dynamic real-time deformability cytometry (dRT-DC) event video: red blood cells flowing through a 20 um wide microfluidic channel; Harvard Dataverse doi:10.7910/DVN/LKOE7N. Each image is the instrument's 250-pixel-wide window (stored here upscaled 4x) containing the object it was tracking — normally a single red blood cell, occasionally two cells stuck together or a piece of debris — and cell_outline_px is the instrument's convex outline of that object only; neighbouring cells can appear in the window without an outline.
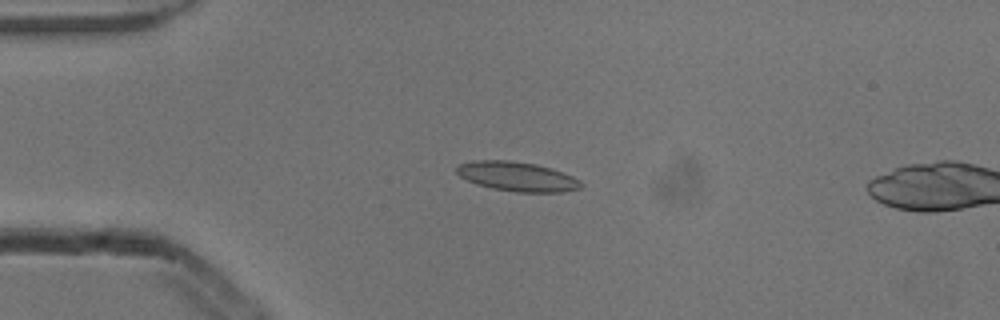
{"species": "common noctule bat (a hibernating species)", "species_latin": "Nyctalus noctula", "temperature_condition": "cold", "stored_images_in_passage": 5, "camera_frame_rate_fps": 3000, "um_per_image_px": 0.085, "animal": {"sex": "male", "body_mass_g": 13.3}, "frame": {"image": 1, "passage_image": 4, "time_ms": 1.0, "image_size_px": [1000, 320], "cell_outline_px": [[584, 184], [580, 188], [560, 192], [516, 192], [492, 188], [476, 184], [460, 176], [456, 172], [456, 168], [460, 164], [472, 160], [508, 160], [536, 164], [572, 176], [580, 180]], "centroid_in_image_um": [43.94, 15.0], "position_along_channel_um": 41.1, "area_um2": 21.15}}